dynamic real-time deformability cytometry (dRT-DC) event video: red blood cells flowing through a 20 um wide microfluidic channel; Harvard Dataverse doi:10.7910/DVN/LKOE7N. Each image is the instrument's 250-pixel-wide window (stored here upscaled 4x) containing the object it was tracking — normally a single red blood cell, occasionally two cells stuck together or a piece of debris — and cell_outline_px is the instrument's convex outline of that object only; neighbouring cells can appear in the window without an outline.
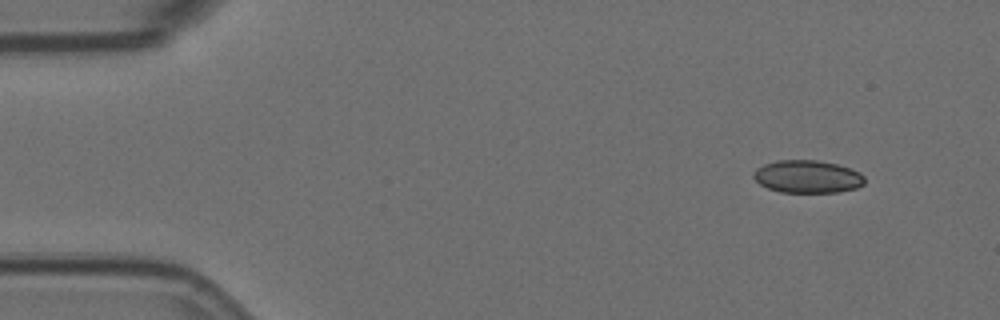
{"species": "Egyptian fruit bat (a non-hibernating species)", "species_latin": "Rousettus aegyptiacus", "temperature_condition": "room temperature", "stored_images_in_passage": 4, "camera_frame_rate_fps": 3000, "um_per_image_px": 0.085, "animal": {"sex": "female"}, "frame": {"image": 1, "passage_image": 1, "time_ms": 0.0, "image_size_px": [1000, 320], "cell_outline_px": [[864, 184], [856, 188], [840, 192], [780, 192], [768, 188], [760, 184], [752, 176], [756, 168], [764, 164], [776, 160], [816, 160], [836, 164], [860, 172], [864, 176]], "centroid_in_image_um": [68.62, 15.01], "position_along_channel_um": 16.4, "area_um2": 21.15}}
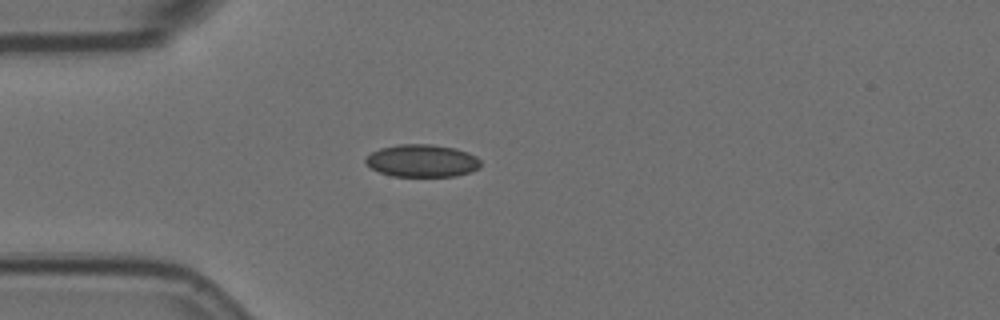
{"frame": {"image": 2, "passage_image": 3, "time_ms": 0.667, "image_size_px": [1000, 320], "cell_outline_px": [[480, 168], [472, 172], [456, 176], [392, 176], [380, 172], [372, 168], [364, 160], [372, 152], [380, 148], [400, 144], [432, 144], [456, 148], [468, 152], [476, 156], [480, 160]], "centroid_in_image_um": [35.92, 13.66], "position_along_channel_um": 49.1, "area_um2": 21.85}}